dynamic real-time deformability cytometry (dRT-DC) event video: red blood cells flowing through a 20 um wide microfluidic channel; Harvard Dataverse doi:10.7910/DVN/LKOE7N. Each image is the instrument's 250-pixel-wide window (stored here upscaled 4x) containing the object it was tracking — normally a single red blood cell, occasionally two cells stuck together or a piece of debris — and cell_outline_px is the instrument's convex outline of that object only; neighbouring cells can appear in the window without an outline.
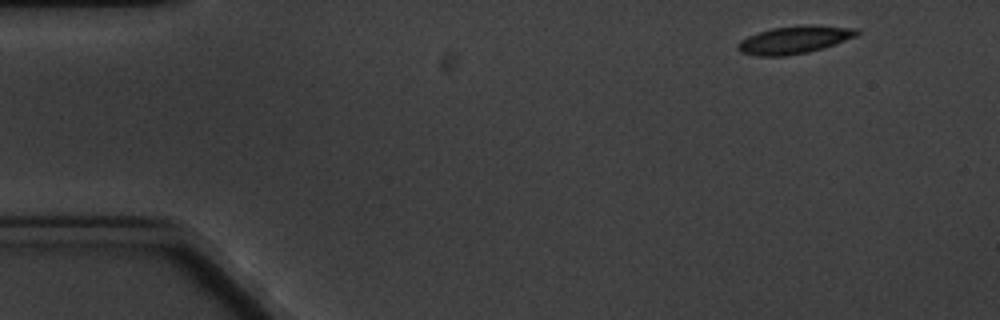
{"species": "common noctule bat (a hibernating species)", "species_latin": "Nyctalus noctula", "temperature_condition": "cold", "stored_images_in_passage": 4, "camera_frame_rate_fps": 3000, "um_per_image_px": 0.085, "animal": {"sex": "male", "body_mass_g": 20.1, "forearm_length_mm": 53.5}, "frame": {"image": 1, "passage_image": 1, "time_ms": 0.0, "image_size_px": [1000, 320], "cell_outline_px": [[860, 32], [856, 36], [808, 52], [784, 56], [756, 56], [740, 52], [736, 48], [736, 44], [740, 40], [748, 36], [772, 28], [800, 24], [812, 24], [856, 28]], "centroid_in_image_um": [67.47, 3.37], "position_along_channel_um": 17.5, "area_um2": 19.19}}
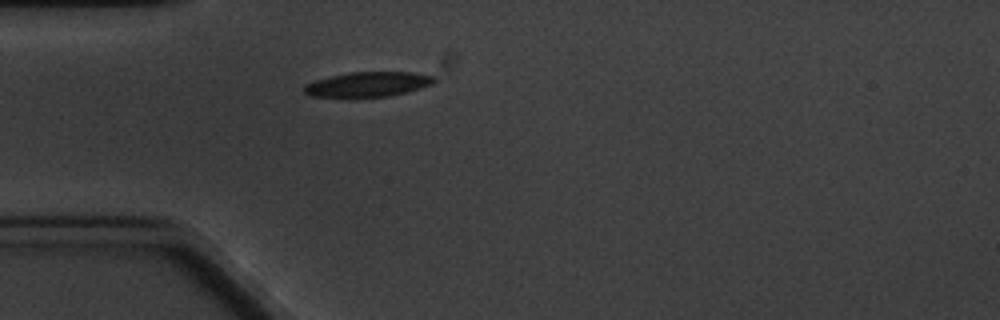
{"frame": {"image": 2, "passage_image": 4, "time_ms": 3.667, "image_size_px": [1000, 320], "cell_outline_px": [[436, 80], [432, 84], [408, 92], [388, 96], [352, 100], [308, 96], [304, 92], [304, 84], [316, 80], [348, 72], [412, 72], [436, 76]], "centroid_in_image_um": [31.21, 7.21], "position_along_channel_um": 53.8, "area_um2": 19.77}}